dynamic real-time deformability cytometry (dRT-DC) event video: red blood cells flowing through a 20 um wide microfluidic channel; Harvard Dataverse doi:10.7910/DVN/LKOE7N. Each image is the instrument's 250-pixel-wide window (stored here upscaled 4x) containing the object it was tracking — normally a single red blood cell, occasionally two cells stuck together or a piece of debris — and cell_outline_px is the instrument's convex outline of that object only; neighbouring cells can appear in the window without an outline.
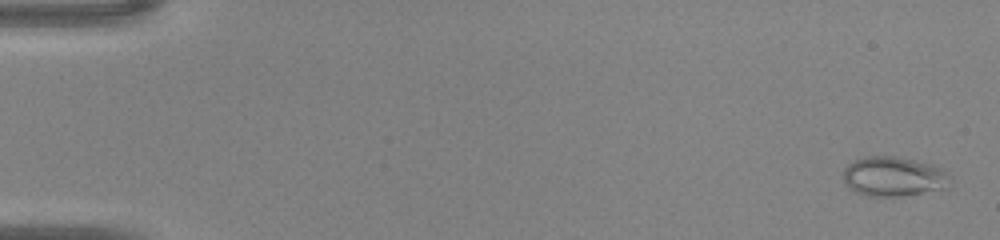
{"species": "common noctule bat (a hibernating species)", "species_latin": "Nyctalus noctula", "temperature_condition": "warm", "stored_images_in_passage": 47, "camera_frame_rate_fps": 3000, "um_per_image_px": 0.085, "animal": {"sex": "male", "body_mass_g": 20.0, "forearm_length_mm": 53.3}, "frame": {"image": 1, "passage_image": 2, "time_ms": 0.333, "image_size_px": [1000, 240], "cell_outline_px": [[952, 176], [948, 188], [900, 196], [864, 196], [848, 188], [844, 180], [844, 168], [848, 164], [864, 156], [896, 156], [932, 164], [944, 168]], "centroid_in_image_um": [76.0, 15.0], "position_along_channel_um": 9.0, "area_um2": 25.03}}
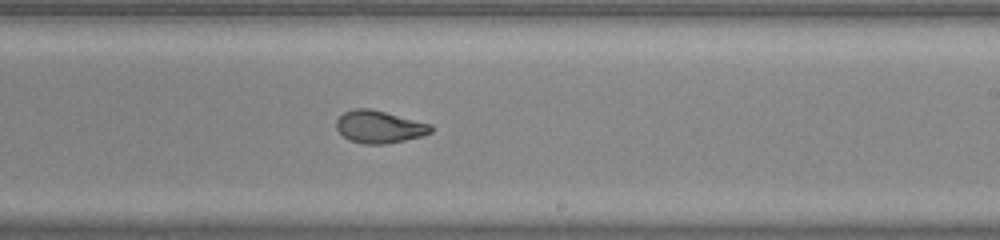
{"frame": {"image": 2, "passage_image": 29, "time_ms": 9.333, "image_size_px": [1000, 240], "cell_outline_px": [[432, 132], [420, 136], [404, 140], [384, 144], [364, 144], [348, 140], [336, 128], [336, 120], [344, 112], [352, 108], [368, 108], [432, 124]], "centroid_in_image_um": [32.21, 10.78], "position_along_channel_um": 256.8, "area_um2": 17.74}}
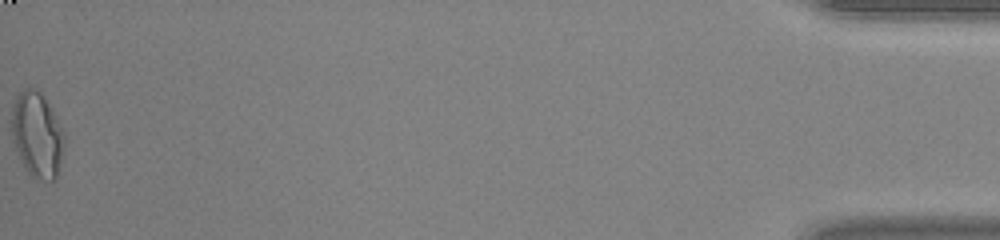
{"frame": {"image": 3, "passage_image": 47, "time_ms": 15.333, "image_size_px": [1000, 240], "cell_outline_px": [[64, 148], [56, 176], [52, 180], [32, 176], [28, 172], [16, 148], [12, 136], [12, 104], [16, 96], [24, 88], [36, 88], [40, 92], [56, 116], [64, 132]], "centroid_in_image_um": [3.15, 11.4], "position_along_channel_um": 432.0, "area_um2": 25.61}}